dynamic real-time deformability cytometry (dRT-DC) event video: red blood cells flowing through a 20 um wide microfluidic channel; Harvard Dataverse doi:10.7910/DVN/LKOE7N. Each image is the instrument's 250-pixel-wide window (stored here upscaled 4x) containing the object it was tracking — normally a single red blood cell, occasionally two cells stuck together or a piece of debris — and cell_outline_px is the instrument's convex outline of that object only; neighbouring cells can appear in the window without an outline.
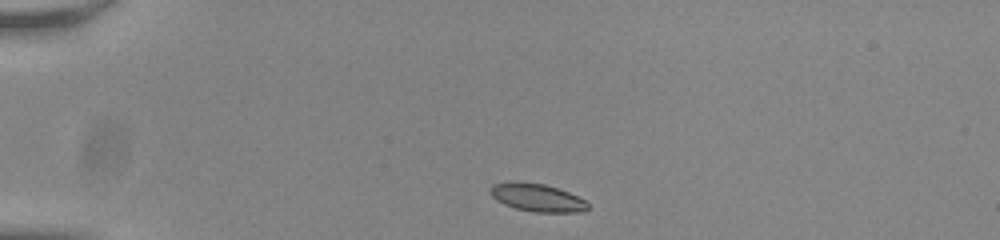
{"species": "common noctule bat (a hibernating species)", "species_latin": "Nyctalus noctula", "temperature_condition": "room temperature", "stored_images_in_passage": 42, "camera_frame_rate_fps": 3000, "um_per_image_px": 0.085, "animal": {"sex": "male", "body_mass_g": 20.0, "forearm_length_mm": 53.3}, "frame": {"image": 1, "passage_image": 1, "time_ms": 0.0, "image_size_px": [1000, 240], "cell_outline_px": [[588, 208], [584, 212], [536, 212], [516, 208], [504, 204], [496, 200], [492, 196], [488, 188], [492, 184], [544, 184], [568, 192], [584, 200], [588, 204]], "centroid_in_image_um": [45.69, 16.84], "position_along_channel_um": 39.3, "area_um2": 15.14}}
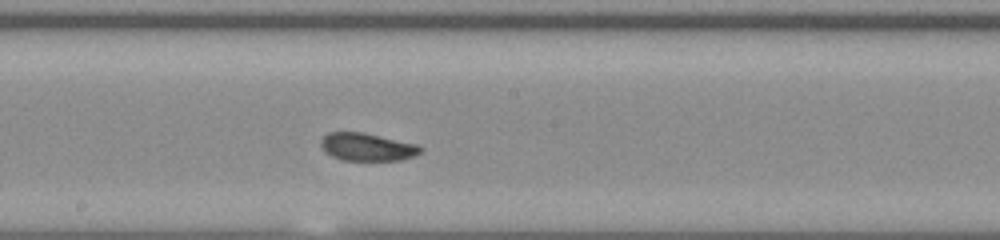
{"frame": {"image": 2, "passage_image": 19, "time_ms": 6.0, "image_size_px": [1000, 240], "cell_outline_px": [[424, 148], [420, 152], [412, 156], [400, 160], [344, 160], [332, 156], [324, 152], [320, 144], [320, 140], [328, 132], [364, 132], [420, 144]], "centroid_in_image_um": [31.22, 12.48], "position_along_channel_um": 217.0, "area_um2": 16.3}}
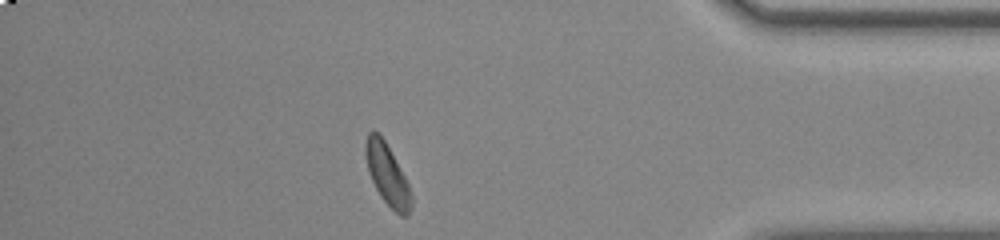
{"frame": {"image": 3, "passage_image": 36, "time_ms": 11.667, "image_size_px": [1000, 240], "cell_outline_px": [[412, 208], [408, 216], [400, 216], [380, 196], [368, 172], [364, 152], [364, 144], [368, 132], [372, 128], [384, 140], [404, 176], [408, 184], [412, 196]], "centroid_in_image_um": [32.9, 14.84], "position_along_channel_um": 402.3, "area_um2": 16.13}, "authors_computed_cell_mechanics": {"area_um2": 16.184, "velocity_mm_per_s": 3.7972, "shape_relaxation_time_tau1_ms": 3.1962, "shape_relaxation_time_tau2_ms": null, "deformation_change_tau1": 0.0896, "deformation_change_tau2": null}}